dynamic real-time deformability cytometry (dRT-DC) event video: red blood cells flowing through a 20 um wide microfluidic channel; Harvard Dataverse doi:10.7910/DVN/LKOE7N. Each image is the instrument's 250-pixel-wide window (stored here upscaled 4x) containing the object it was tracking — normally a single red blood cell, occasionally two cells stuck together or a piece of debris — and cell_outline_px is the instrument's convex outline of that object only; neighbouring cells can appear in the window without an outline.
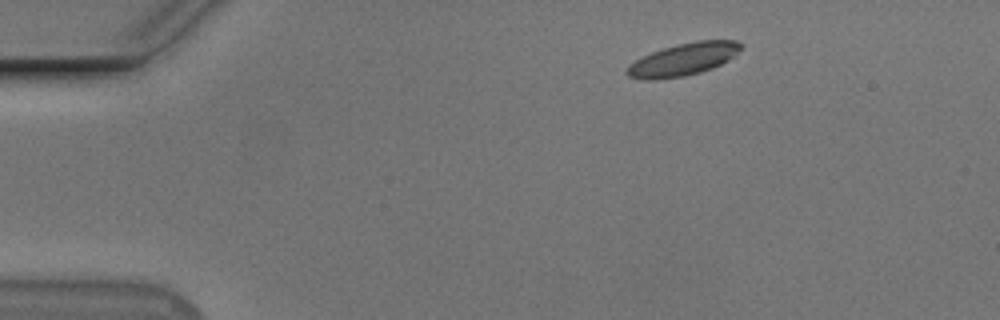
{"species": "Egyptian fruit bat (a non-hibernating species)", "species_latin": "Rousettus aegyptiacus", "temperature_condition": "cold", "stored_images_in_passage": 3, "camera_frame_rate_fps": 3000, "um_per_image_px": 0.085, "animal": {"sex": "male"}, "frame": {"image": 1, "passage_image": 1, "time_ms": 0.0, "image_size_px": [1000, 320], "cell_outline_px": [[740, 48], [732, 56], [720, 64], [712, 68], [700, 72], [684, 76], [656, 80], [644, 80], [628, 76], [624, 72], [636, 60], [652, 52], [676, 44], [696, 40], [736, 40], [740, 44]], "centroid_in_image_um": [58.04, 5.05], "position_along_channel_um": 27.0, "area_um2": 21.15}}
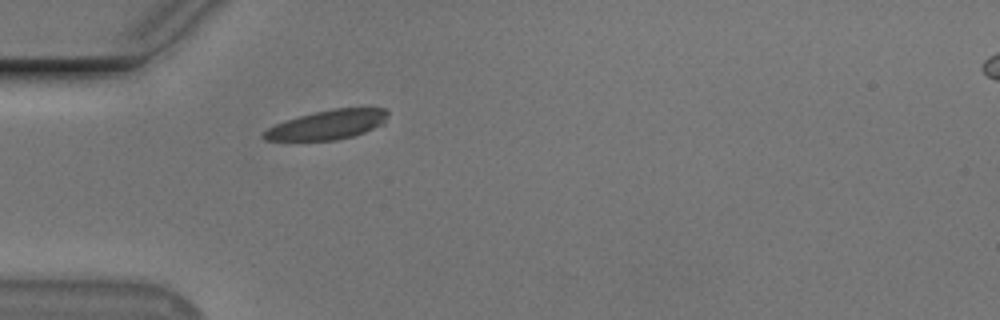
{"frame": {"image": 2, "passage_image": 3, "time_ms": 2.667, "image_size_px": [1000, 320], "cell_outline_px": [[388, 116], [384, 124], [364, 132], [352, 136], [336, 140], [264, 140], [260, 136], [268, 128], [276, 124], [300, 116], [332, 108], [384, 108], [388, 112]], "centroid_in_image_um": [27.86, 10.6], "position_along_channel_um": 57.1, "area_um2": 20.98}}